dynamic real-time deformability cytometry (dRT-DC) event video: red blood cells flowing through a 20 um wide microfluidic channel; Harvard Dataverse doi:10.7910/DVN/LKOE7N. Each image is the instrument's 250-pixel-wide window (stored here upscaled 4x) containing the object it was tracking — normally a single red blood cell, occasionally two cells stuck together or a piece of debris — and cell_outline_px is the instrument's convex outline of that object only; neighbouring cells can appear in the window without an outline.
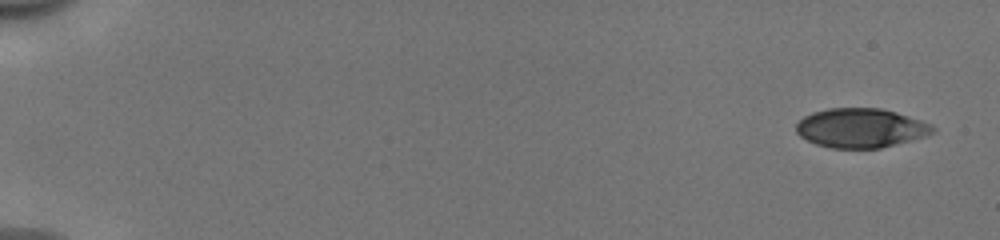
{"species": "human", "species_latin": "Homo sapiens", "temperature_condition": "cold", "stored_images_in_passage": 32, "camera_frame_rate_fps": 3000, "um_per_image_px": 0.085, "donor": {"sex": "male"}, "frame": {"image": 1, "passage_image": 1, "time_ms": 0.0, "image_size_px": [1000, 240], "cell_outline_px": [[936, 132], [928, 136], [880, 148], [832, 148], [816, 144], [800, 136], [796, 132], [796, 124], [804, 116], [812, 112], [828, 108], [880, 108], [896, 112], [932, 124], [936, 128]], "centroid_in_image_um": [73.19, 10.88], "position_along_channel_um": 11.8, "area_um2": 31.39}}
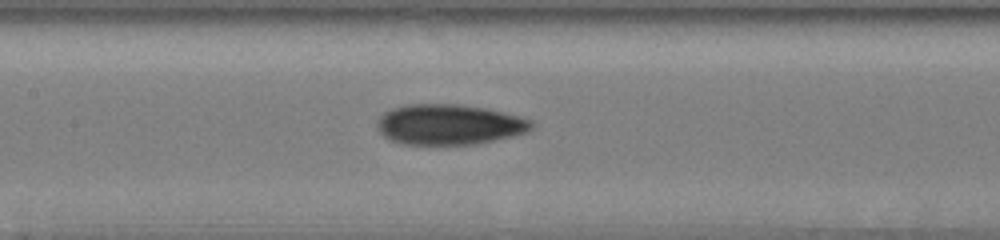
{"frame": {"image": 2, "passage_image": 15, "time_ms": 4.667, "image_size_px": [1000, 240], "cell_outline_px": [[532, 128], [528, 132], [512, 136], [476, 144], [404, 144], [392, 140], [384, 136], [376, 128], [376, 120], [384, 112], [392, 108], [404, 104], [460, 104], [484, 108], [532, 120]], "centroid_in_image_um": [38.13, 10.58], "position_along_channel_um": 169.3, "area_um2": 36.24}}
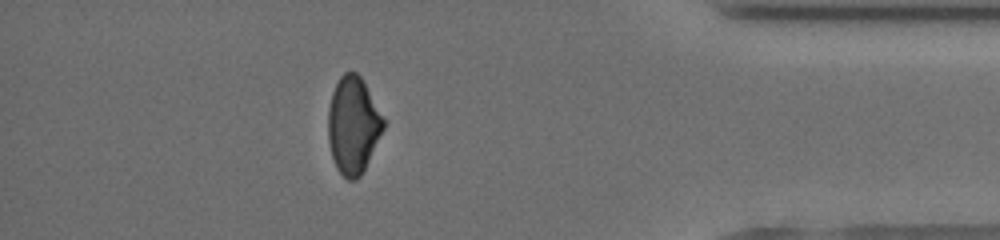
{"frame": {"image": 3, "passage_image": 28, "time_ms": 9.0, "image_size_px": [1000, 240], "cell_outline_px": [[384, 128], [360, 176], [356, 180], [348, 180], [336, 168], [332, 156], [328, 140], [328, 108], [332, 92], [340, 76], [344, 72], [356, 72], [360, 76], [384, 120]], "centroid_in_image_um": [29.98, 10.65], "position_along_channel_um": 405.2, "area_um2": 30.69}}